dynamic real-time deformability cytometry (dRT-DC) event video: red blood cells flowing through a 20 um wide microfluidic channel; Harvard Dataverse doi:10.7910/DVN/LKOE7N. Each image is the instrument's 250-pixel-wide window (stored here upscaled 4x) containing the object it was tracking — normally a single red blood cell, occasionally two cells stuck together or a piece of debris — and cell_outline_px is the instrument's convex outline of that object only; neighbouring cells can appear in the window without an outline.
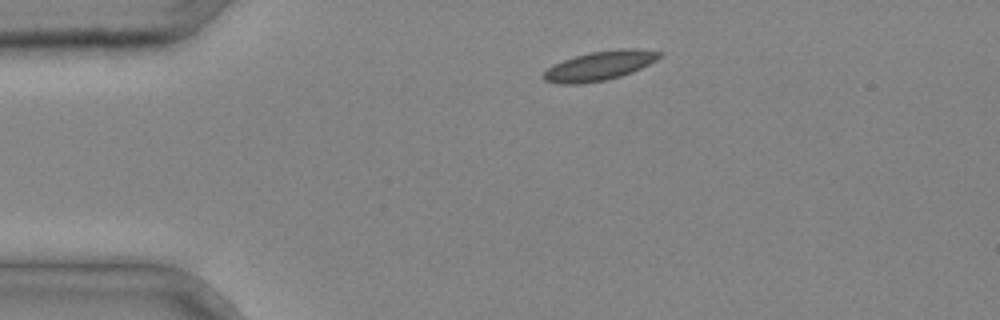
{"species": "common noctule bat (a hibernating species)", "species_latin": "Nyctalus noctula", "temperature_condition": "cold", "stored_images_in_passage": 2, "camera_frame_rate_fps": 3000, "um_per_image_px": 0.085, "animal": {"sex": "male", "body_mass_g": 20.4}, "frame": {"image": 1, "passage_image": 1, "time_ms": 0.0, "image_size_px": [1000, 320], "cell_outline_px": [[664, 52], [656, 60], [632, 72], [620, 76], [604, 80], [580, 84], [556, 84], [544, 80], [540, 76], [552, 64], [576, 56], [592, 52], [620, 48], [632, 48]], "centroid_in_image_um": [50.92, 5.59], "position_along_channel_um": 34.1, "area_um2": 19.71}}